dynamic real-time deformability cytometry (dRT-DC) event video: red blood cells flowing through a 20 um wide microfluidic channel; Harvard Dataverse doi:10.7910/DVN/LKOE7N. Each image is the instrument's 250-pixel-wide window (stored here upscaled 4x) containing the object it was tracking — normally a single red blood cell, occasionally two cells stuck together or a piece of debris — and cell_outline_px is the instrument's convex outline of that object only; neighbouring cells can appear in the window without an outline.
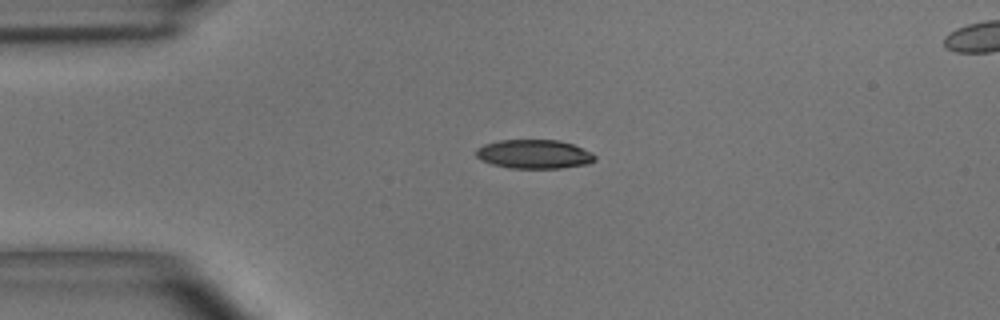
{"species": "common noctule bat (a hibernating species)", "species_latin": "Nyctalus noctula", "temperature_condition": "room temperature", "stored_images_in_passage": 39, "camera_frame_rate_fps": 3000, "um_per_image_px": 0.085, "animal": {"sex": "male", "body_mass_g": 15.6}, "frame": {"image": 1, "passage_image": 1, "time_ms": 0.0, "image_size_px": [1000, 320], "cell_outline_px": [[596, 160], [588, 164], [560, 168], [508, 168], [492, 164], [480, 160], [476, 156], [476, 148], [484, 144], [500, 140], [560, 140], [572, 144], [592, 152], [596, 156]], "centroid_in_image_um": [45.4, 13.1], "position_along_channel_um": 39.6, "area_um2": 20.17}}
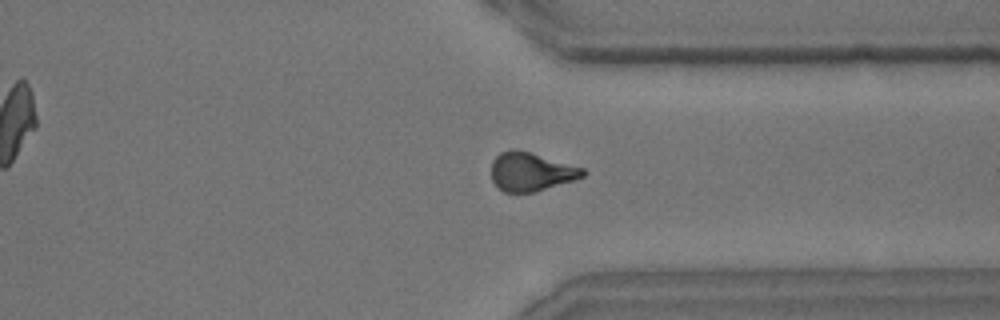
{"frame": {"image": 2, "passage_image": 27, "time_ms": 8.667, "image_size_px": [1000, 320], "cell_outline_px": [[588, 172], [584, 176], [576, 180], [532, 192], [504, 192], [492, 180], [492, 160], [500, 152], [512, 148], [516, 148], [584, 168]], "centroid_in_image_um": [45.15, 14.58], "position_along_channel_um": 366.2, "area_um2": 20.58}}
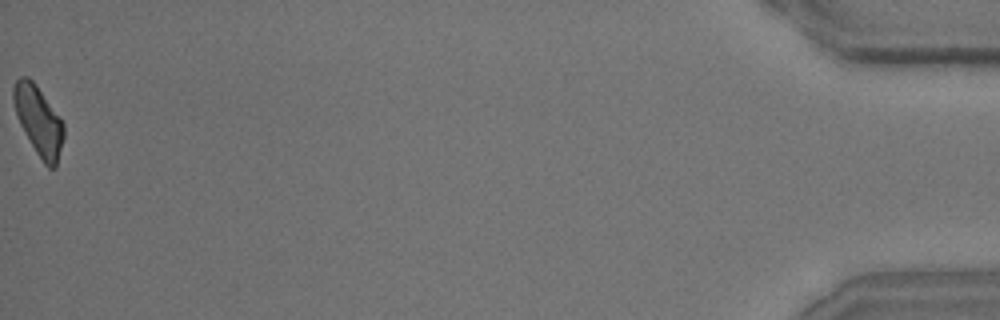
{"frame": {"image": 3, "passage_image": 39, "time_ms": 12.667, "image_size_px": [1000, 320], "cell_outline_px": [[64, 136], [56, 168], [48, 168], [44, 164], [36, 152], [20, 124], [16, 116], [12, 100], [12, 88], [16, 80], [20, 76], [28, 76], [36, 84], [60, 116], [64, 124]], "centroid_in_image_um": [3.27, 10.23], "position_along_channel_um": 431.9, "area_um2": 20.46}, "authors_computed_cell_mechanics": {"area_um2": 20.6924, "velocity_mm_per_s": 4.0603, "shape_relaxation_time_tau1_ms": 4.1107, "shape_relaxation_time_tau2_ms": 3.0371, "deformation_change_tau1": 0.1448, "deformation_change_tau2": 0.1004}}